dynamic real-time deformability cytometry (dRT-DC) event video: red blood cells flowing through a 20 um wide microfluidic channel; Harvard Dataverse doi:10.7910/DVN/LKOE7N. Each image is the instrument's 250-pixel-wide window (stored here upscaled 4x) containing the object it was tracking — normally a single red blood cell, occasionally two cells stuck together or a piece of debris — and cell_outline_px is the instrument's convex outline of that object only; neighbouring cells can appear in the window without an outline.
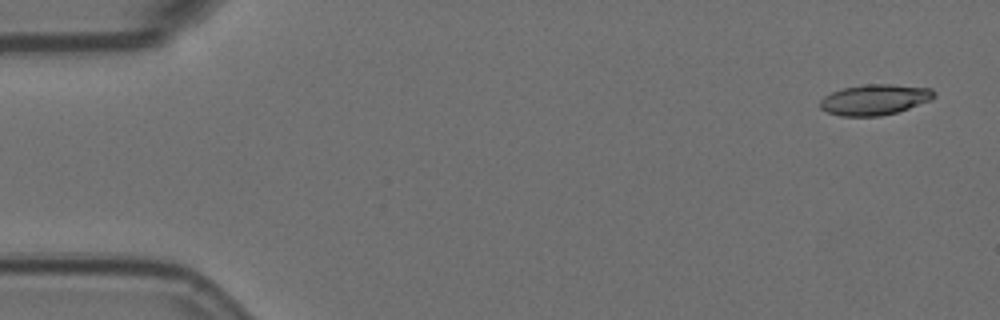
{"species": "Egyptian fruit bat (a non-hibernating species)", "species_latin": "Rousettus aegyptiacus", "temperature_condition": "room temperature", "stored_images_in_passage": 5, "camera_frame_rate_fps": 3000, "um_per_image_px": 0.085, "animal": {"sex": "female"}, "frame": {"image": 1, "passage_image": 1, "time_ms": 0.0, "image_size_px": [1000, 320], "cell_outline_px": [[936, 96], [932, 100], [896, 112], [880, 116], [840, 116], [828, 112], [820, 108], [820, 100], [824, 96], [832, 92], [844, 88], [868, 84], [892, 84], [932, 88], [936, 92]], "centroid_in_image_um": [74.38, 8.46], "position_along_channel_um": 10.6, "area_um2": 20.35}}
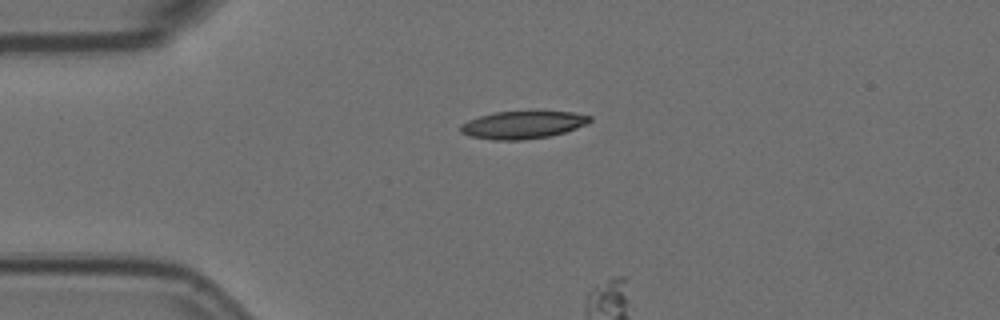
{"frame": {"image": 2, "passage_image": 4, "time_ms": 1.0, "image_size_px": [1000, 320], "cell_outline_px": [[592, 120], [588, 124], [564, 132], [548, 136], [524, 140], [492, 140], [472, 136], [460, 132], [460, 124], [468, 120], [480, 116], [496, 112], [572, 112], [592, 116]], "centroid_in_image_um": [44.44, 10.62], "position_along_channel_um": 40.6, "area_um2": 20.63}}